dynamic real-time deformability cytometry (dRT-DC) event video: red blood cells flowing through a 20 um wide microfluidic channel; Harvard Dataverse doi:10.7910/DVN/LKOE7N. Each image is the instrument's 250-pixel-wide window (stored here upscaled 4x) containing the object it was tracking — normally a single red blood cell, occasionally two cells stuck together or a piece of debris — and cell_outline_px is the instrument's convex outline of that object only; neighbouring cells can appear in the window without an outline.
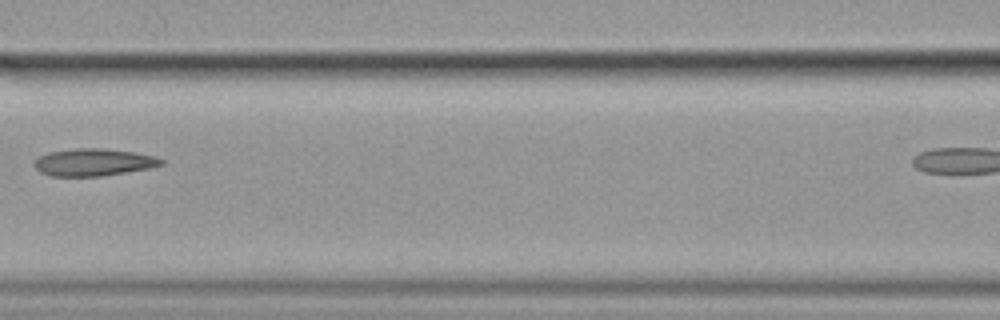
{"species": "common noctule bat (a hibernating species)", "species_latin": "Nyctalus noctula", "temperature_condition": "cold", "stored_images_in_passage": 6, "segment_of_instrument_passage": [1, 2], "camera_frame_rate_fps": 3000, "um_per_image_px": 0.085, "animal": {"sex": "female", "body_mass_g": 19.9}, "frame": {"image": 1, "passage_image": 5, "time_ms": 1.333, "image_size_px": [1000, 320], "cell_outline_px": [[164, 164], [148, 168], [100, 176], [48, 176], [40, 172], [32, 164], [40, 156], [48, 152], [76, 148], [100, 148], [136, 152], [156, 156], [164, 160]], "centroid_in_image_um": [7.94, 13.78], "position_along_channel_um": 158.7, "area_um2": 20.17}}